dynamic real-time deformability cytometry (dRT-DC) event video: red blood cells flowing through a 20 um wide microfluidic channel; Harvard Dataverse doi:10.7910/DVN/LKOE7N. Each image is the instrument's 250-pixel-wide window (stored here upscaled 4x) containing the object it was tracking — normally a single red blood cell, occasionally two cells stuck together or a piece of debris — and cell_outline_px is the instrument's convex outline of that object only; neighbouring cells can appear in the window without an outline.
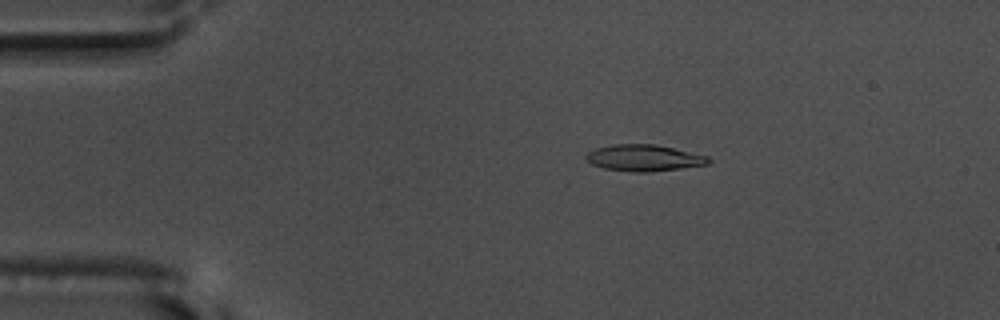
{"species": "common noctule bat (a hibernating species)", "species_latin": "Nyctalus noctula", "temperature_condition": "warm", "stored_images_in_passage": 56, "camera_frame_rate_fps": 3000, "um_per_image_px": 0.085, "animal": {"sex": "male", "body_mass_g": 17.5, "forearm_length_mm": 52.3}, "frame": {"image": 1, "passage_image": 11, "time_ms": 3.333, "image_size_px": [1000, 320], "cell_outline_px": [[712, 160], [708, 164], [680, 168], [648, 172], [636, 172], [604, 168], [592, 164], [584, 160], [584, 156], [588, 152], [596, 148], [612, 144], [656, 144], [708, 156]], "centroid_in_image_um": [54.71, 13.41], "position_along_channel_um": 30.3, "area_um2": 18.84}}
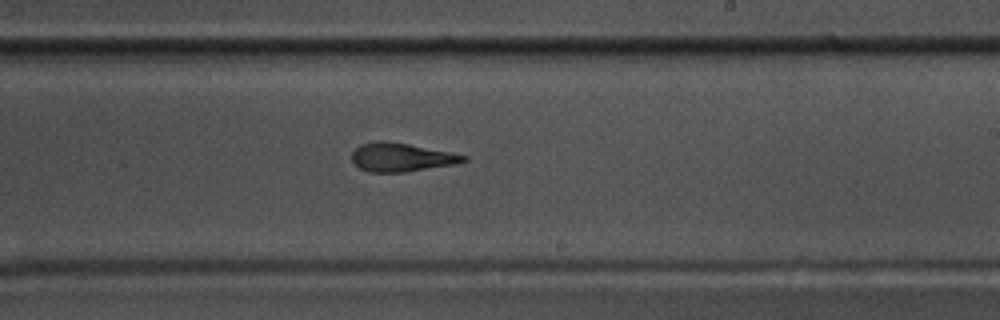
{"frame": {"image": 2, "passage_image": 34, "time_ms": 11.0, "image_size_px": [1000, 320], "cell_outline_px": [[468, 160], [456, 164], [404, 172], [368, 172], [360, 168], [352, 160], [352, 152], [360, 144], [376, 140], [388, 140], [468, 156]], "centroid_in_image_um": [34.08, 13.36], "position_along_channel_um": 254.9, "area_um2": 18.55}}
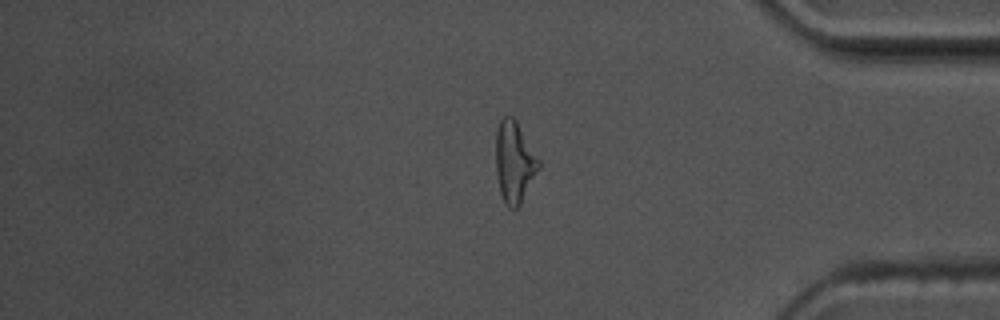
{"frame": {"image": 3, "passage_image": 47, "time_ms": 15.333, "image_size_px": [1000, 320], "cell_outline_px": [[540, 168], [520, 204], [516, 208], [508, 208], [504, 204], [500, 192], [496, 172], [496, 132], [500, 120], [504, 116], [512, 116], [516, 120], [540, 160]], "centroid_in_image_um": [43.72, 13.78], "position_along_channel_um": 391.5, "area_um2": 20.35}, "authors_computed_cell_mechanics": {"area_um2": 18.7272, "velocity_mm_per_s": 3.6639, "shape_relaxation_time_tau1_ms": 4.638, "shape_relaxation_time_tau2_ms": 1.4778, "deformation_change_tau1": 0.1774, "deformation_change_tau2": 0.088}}